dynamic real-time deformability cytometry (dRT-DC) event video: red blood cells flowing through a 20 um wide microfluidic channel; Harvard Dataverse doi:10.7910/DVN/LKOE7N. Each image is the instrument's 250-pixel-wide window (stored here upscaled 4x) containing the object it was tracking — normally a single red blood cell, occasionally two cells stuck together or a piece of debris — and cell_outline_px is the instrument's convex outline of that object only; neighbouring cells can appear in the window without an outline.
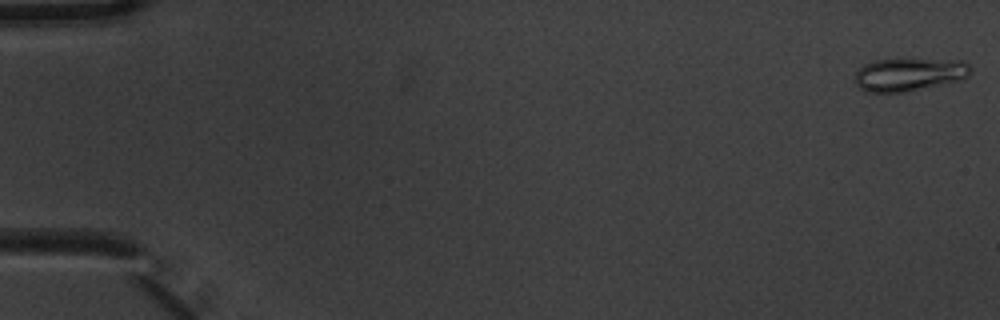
{"species": "common noctule bat (a hibernating species)", "species_latin": "Nyctalus noctula", "temperature_condition": "warm", "stored_images_in_passage": 4, "camera_frame_rate_fps": 3000, "um_per_image_px": 0.085, "animal": {"sex": "male", "body_mass_g": 20.1, "forearm_length_mm": 53.5}, "frame": {"image": 1, "passage_image": 1, "time_ms": 0.0, "image_size_px": [1000, 320], "cell_outline_px": [[972, 72], [968, 76], [956, 80], [904, 92], [864, 92], [852, 80], [856, 72], [864, 64], [872, 60], [900, 56], [964, 60], [972, 68]], "centroid_in_image_um": [77.23, 6.25], "position_along_channel_um": 7.8, "area_um2": 23.29}}